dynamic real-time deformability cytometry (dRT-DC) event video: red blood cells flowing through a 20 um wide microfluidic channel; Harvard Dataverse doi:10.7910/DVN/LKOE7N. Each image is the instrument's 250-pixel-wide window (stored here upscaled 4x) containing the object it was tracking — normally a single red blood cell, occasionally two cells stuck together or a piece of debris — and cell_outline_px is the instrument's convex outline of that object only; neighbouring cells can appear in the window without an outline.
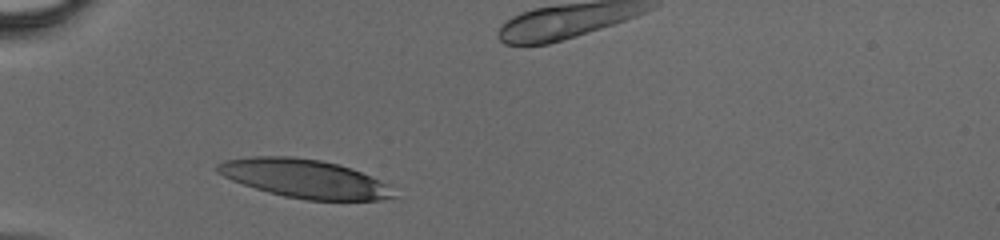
{"species": "human", "species_latin": "Homo sapiens", "temperature_condition": "cold", "stored_images_in_passage": 25, "camera_frame_rate_fps": 3000, "um_per_image_px": 0.085, "donor": {"sex": "male"}, "frame": {"image": 1, "passage_image": 1, "time_ms": 0.0, "image_size_px": [1000, 240], "cell_outline_px": [[396, 196], [380, 200], [304, 200], [284, 196], [268, 192], [232, 180], [216, 172], [216, 164], [224, 160], [252, 156], [292, 156], [320, 160], [352, 168], [388, 184]], "centroid_in_image_um": [25.86, 15.17], "position_along_channel_um": 59.1, "area_um2": 39.42}}
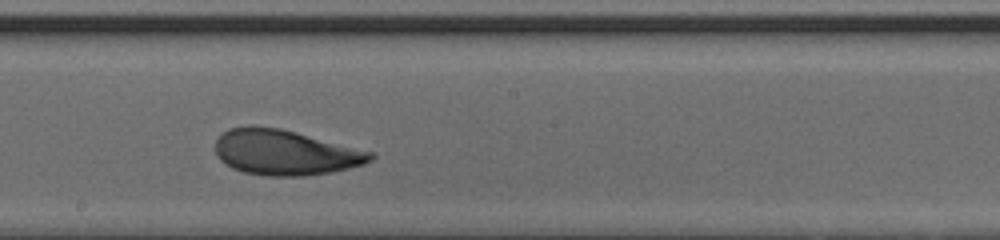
{"frame": {"image": 2, "passage_image": 13, "time_ms": 4.0, "image_size_px": [1000, 240], "cell_outline_px": [[376, 156], [372, 160], [364, 164], [332, 172], [304, 176], [268, 176], [244, 172], [232, 168], [224, 164], [216, 156], [216, 140], [228, 128], [248, 124], [252, 124], [280, 128], [296, 132], [372, 152]], "centroid_in_image_um": [24.19, 12.95], "position_along_channel_um": 224.0, "area_um2": 41.15}}
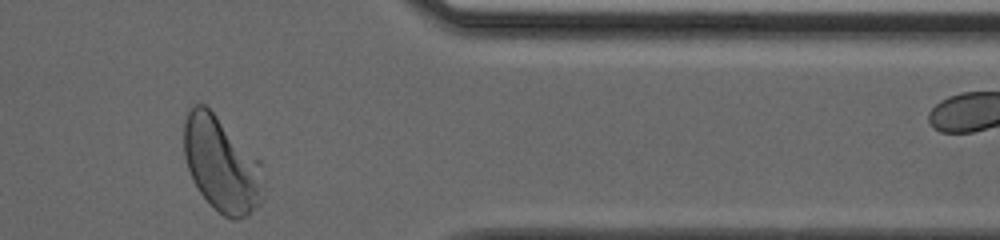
{"frame": {"image": 3, "passage_image": 25, "time_ms": 8.0, "image_size_px": [1000, 240], "cell_outline_px": [[264, 188], [260, 204], [248, 216], [240, 220], [232, 220], [224, 216], [200, 192], [192, 180], [184, 156], [184, 120], [192, 104], [204, 104], [260, 160], [264, 184]], "centroid_in_image_um": [18.84, 14.0], "position_along_channel_um": 392.6, "area_um2": 43.75}}